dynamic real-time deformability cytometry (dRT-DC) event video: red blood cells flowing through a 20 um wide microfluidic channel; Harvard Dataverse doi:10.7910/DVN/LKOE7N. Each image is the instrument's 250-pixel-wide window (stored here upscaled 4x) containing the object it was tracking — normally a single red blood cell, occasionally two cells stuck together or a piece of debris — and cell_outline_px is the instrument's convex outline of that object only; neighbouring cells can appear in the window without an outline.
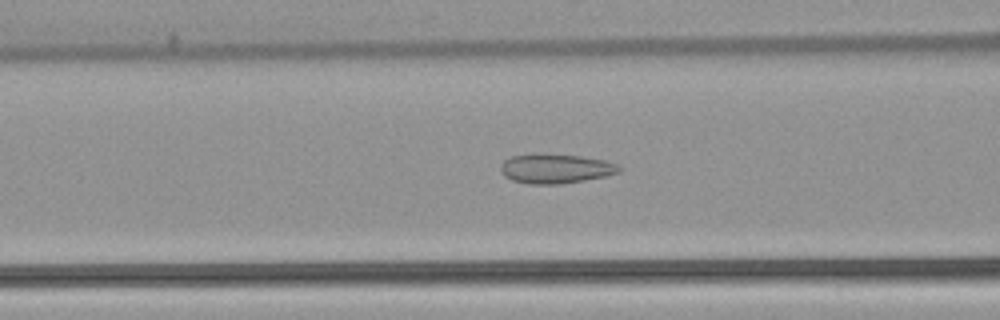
{"species": "common noctule bat (a hibernating species)", "species_latin": "Nyctalus noctula", "temperature_condition": "warm", "stored_images_in_passage": 52, "camera_frame_rate_fps": 3000, "um_per_image_px": 0.085, "animal": {"sex": "female", "body_mass_g": 22.7, "forearm_length_mm": 54.2}, "frame": {"image": 1, "passage_image": 21, "time_ms": 6.667, "image_size_px": [1000, 320], "cell_outline_px": [[620, 172], [604, 176], [584, 180], [560, 184], [528, 184], [512, 180], [504, 176], [500, 172], [500, 164], [504, 160], [512, 156], [540, 152], [580, 156], [604, 160], [616, 164], [620, 168]], "centroid_in_image_um": [47.16, 14.32], "position_along_channel_um": 119.4, "area_um2": 20.58}}
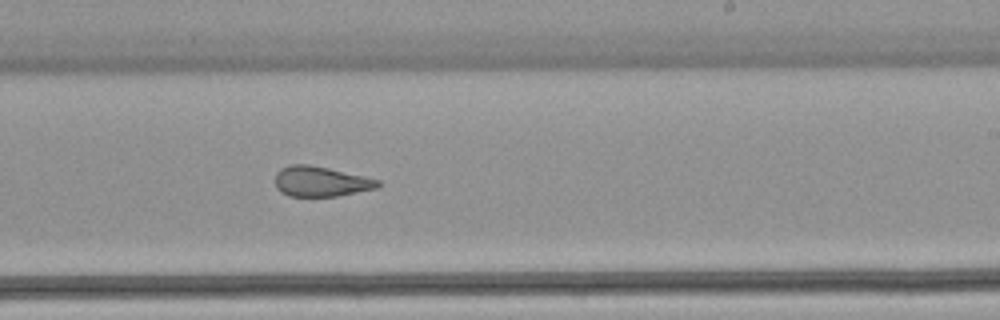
{"frame": {"image": 2, "passage_image": 32, "time_ms": 10.333, "image_size_px": [1000, 320], "cell_outline_px": [[380, 184], [376, 188], [336, 196], [288, 196], [280, 192], [276, 188], [276, 172], [280, 168], [288, 164], [308, 164], [328, 168], [380, 180]], "centroid_in_image_um": [27.21, 15.42], "position_along_channel_um": 261.8, "area_um2": 17.98}}
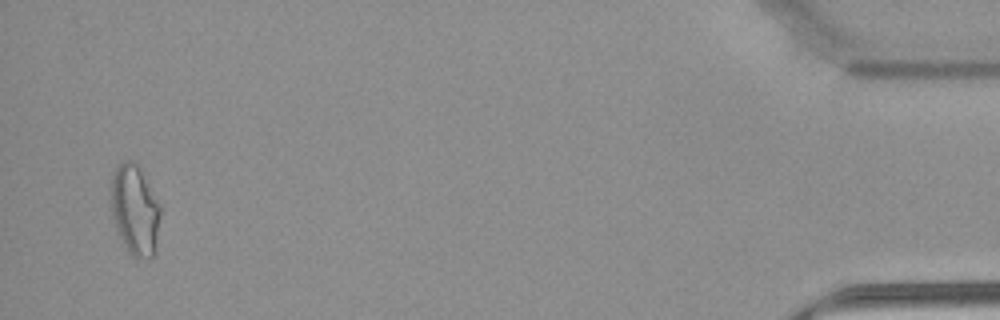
{"frame": {"image": 3, "passage_image": 51, "time_ms": 16.667, "image_size_px": [1000, 320], "cell_outline_px": [[160, 216], [156, 252], [152, 256], [132, 256], [128, 252], [116, 228], [112, 216], [112, 176], [116, 168], [124, 160], [132, 160], [140, 168], [160, 204]], "centroid_in_image_um": [11.49, 17.84], "position_along_channel_um": 423.7, "area_um2": 25.61}, "authors_computed_cell_mechanics": {"area_um2": 21.3571, "velocity_mm_per_s": 3.8895, "shape_relaxation_time_tau1_ms": null, "shape_relaxation_time_tau2_ms": 1.4081, "deformation_change_tau1": null, "deformation_change_tau2": 0.0861}}